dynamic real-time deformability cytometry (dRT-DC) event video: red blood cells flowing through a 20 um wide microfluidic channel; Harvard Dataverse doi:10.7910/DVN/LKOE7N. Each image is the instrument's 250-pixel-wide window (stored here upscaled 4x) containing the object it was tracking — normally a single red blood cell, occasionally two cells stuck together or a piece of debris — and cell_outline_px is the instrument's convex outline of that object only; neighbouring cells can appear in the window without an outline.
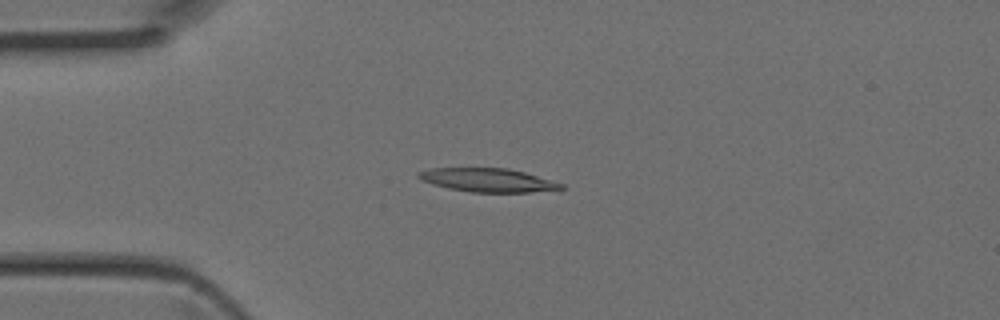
{"species": "Egyptian fruit bat (a non-hibernating species)", "species_latin": "Rousettus aegyptiacus", "temperature_condition": "room temperature", "stored_images_in_passage": 42, "camera_frame_rate_fps": 3000, "um_per_image_px": 0.085, "animal": {"sex": "female"}, "frame": {"image": 1, "passage_image": 10, "time_ms": 3.0, "image_size_px": [1000, 320], "cell_outline_px": [[564, 188], [528, 192], [472, 192], [452, 188], [436, 184], [424, 180], [420, 176], [420, 172], [436, 168], [504, 168], [524, 172], [564, 184]], "centroid_in_image_um": [41.55, 15.31], "position_along_channel_um": 43.4, "area_um2": 18.79}}
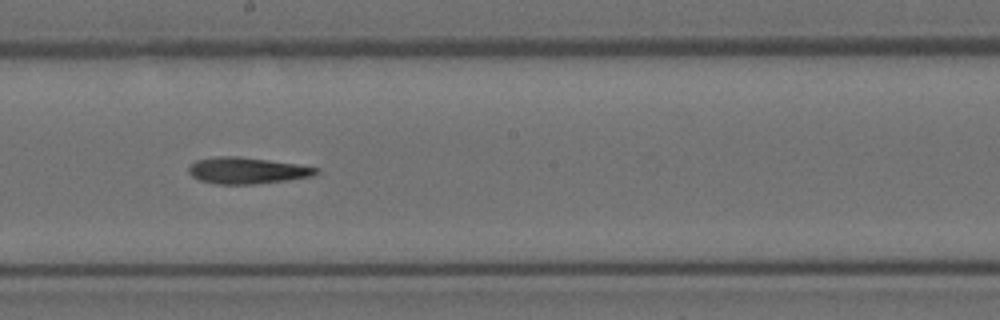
{"frame": {"image": 2, "passage_image": 23, "time_ms": 7.333, "image_size_px": [1000, 320], "cell_outline_px": [[316, 172], [308, 176], [284, 180], [248, 184], [220, 184], [200, 180], [192, 176], [188, 168], [192, 164], [200, 160], [228, 156], [264, 160], [292, 164], [316, 168]], "centroid_in_image_um": [20.92, 14.51], "position_along_channel_um": 227.3, "area_um2": 18.26}}
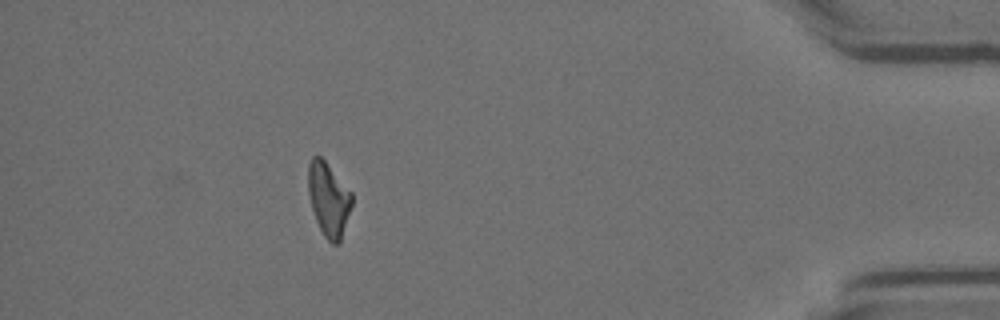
{"frame": {"image": 3, "passage_image": 38, "time_ms": 12.333, "image_size_px": [1000, 320], "cell_outline_px": [[352, 204], [340, 240], [336, 244], [332, 244], [324, 236], [316, 220], [312, 208], [308, 188], [308, 164], [312, 156], [320, 156], [324, 160], [352, 192]], "centroid_in_image_um": [27.92, 16.91], "position_along_channel_um": 407.3, "area_um2": 18.44}}